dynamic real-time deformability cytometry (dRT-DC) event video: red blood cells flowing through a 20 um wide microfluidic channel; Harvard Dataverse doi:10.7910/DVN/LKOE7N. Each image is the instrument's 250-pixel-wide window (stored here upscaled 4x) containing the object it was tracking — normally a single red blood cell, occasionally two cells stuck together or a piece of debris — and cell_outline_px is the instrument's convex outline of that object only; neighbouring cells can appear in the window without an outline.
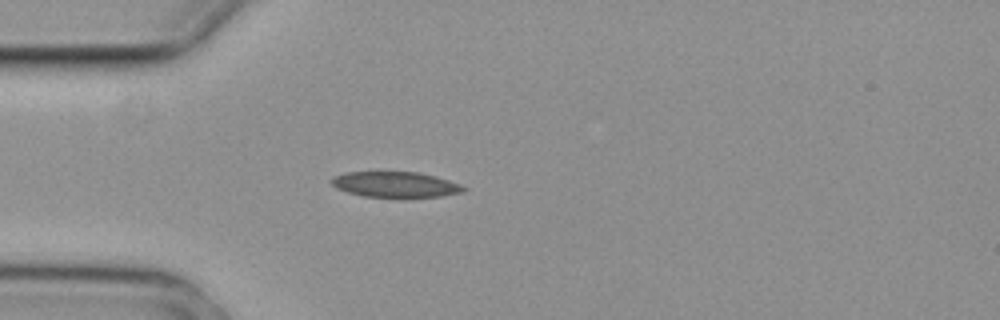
{"species": "common noctule bat (a hibernating species)", "species_latin": "Nyctalus noctula", "temperature_condition": "cold", "stored_images_in_passage": 3, "camera_frame_rate_fps": 3000, "um_per_image_px": 0.085, "animal": {"sex": "female", "body_mass_g": 29.2, "forearm_length_mm": 56.3}, "frame": {"image": 1, "passage_image": 3, "time_ms": 0.667, "image_size_px": [1000, 320], "cell_outline_px": [[468, 188], [464, 192], [440, 196], [400, 200], [364, 196], [348, 192], [336, 188], [328, 180], [332, 176], [344, 172], [416, 172], [436, 176], [460, 184]], "centroid_in_image_um": [33.6, 15.72], "position_along_channel_um": 51.4, "area_um2": 20.58}}